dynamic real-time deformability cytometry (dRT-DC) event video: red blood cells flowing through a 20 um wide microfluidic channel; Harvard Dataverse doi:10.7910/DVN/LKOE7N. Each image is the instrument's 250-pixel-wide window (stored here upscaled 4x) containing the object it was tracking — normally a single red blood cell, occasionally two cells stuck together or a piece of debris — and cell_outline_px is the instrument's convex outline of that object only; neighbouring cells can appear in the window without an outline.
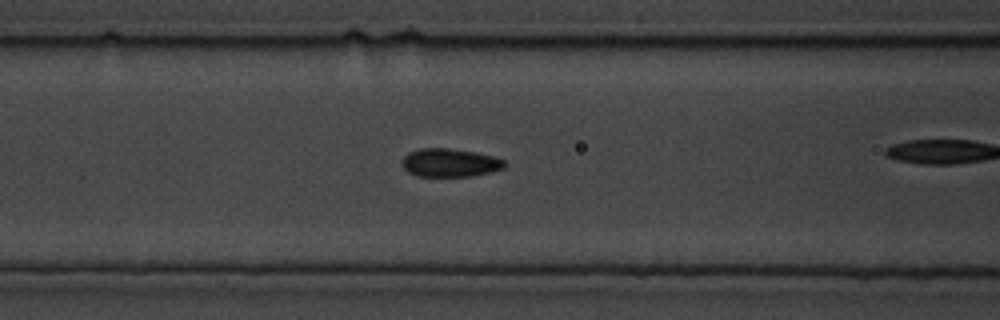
{"species": "common noctule bat (a hibernating species)", "species_latin": "Nyctalus noctula", "temperature_condition": "cold", "stored_images_in_passage": 8, "camera_frame_rate_fps": 3000, "um_per_image_px": 0.085, "animal": {"sex": "male", "body_mass_g": 19.5, "forearm_length_mm": 54.6}, "frame": {"image": 1, "passage_image": 5, "time_ms": 1.333, "image_size_px": [1000, 320], "cell_outline_px": [[504, 168], [492, 172], [472, 176], [416, 176], [408, 172], [404, 168], [404, 156], [408, 152], [420, 148], [448, 148], [476, 152], [492, 156], [504, 160]], "centroid_in_image_um": [38.24, 13.83], "position_along_channel_um": 128.4, "area_um2": 16.82}}
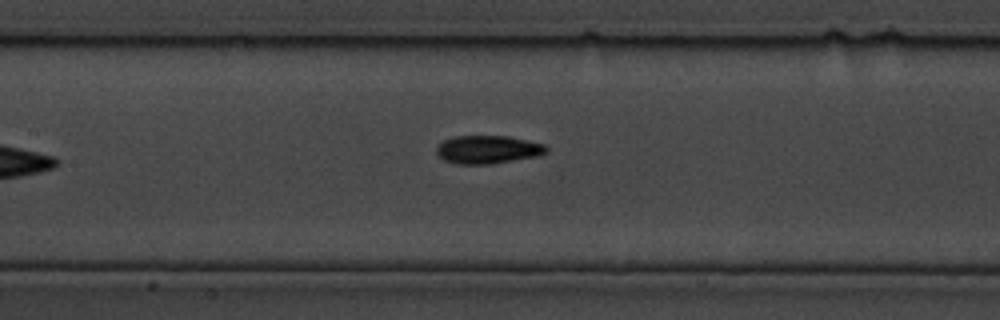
{"frame": {"image": 2, "passage_image": 8, "time_ms": 2.333, "image_size_px": [1000, 320], "cell_outline_px": [[548, 152], [540, 156], [492, 164], [456, 164], [444, 160], [436, 156], [436, 148], [444, 140], [456, 136], [508, 136], [544, 144], [548, 148]], "centroid_in_image_um": [41.47, 12.72], "position_along_channel_um": 165.9, "area_um2": 18.21}}